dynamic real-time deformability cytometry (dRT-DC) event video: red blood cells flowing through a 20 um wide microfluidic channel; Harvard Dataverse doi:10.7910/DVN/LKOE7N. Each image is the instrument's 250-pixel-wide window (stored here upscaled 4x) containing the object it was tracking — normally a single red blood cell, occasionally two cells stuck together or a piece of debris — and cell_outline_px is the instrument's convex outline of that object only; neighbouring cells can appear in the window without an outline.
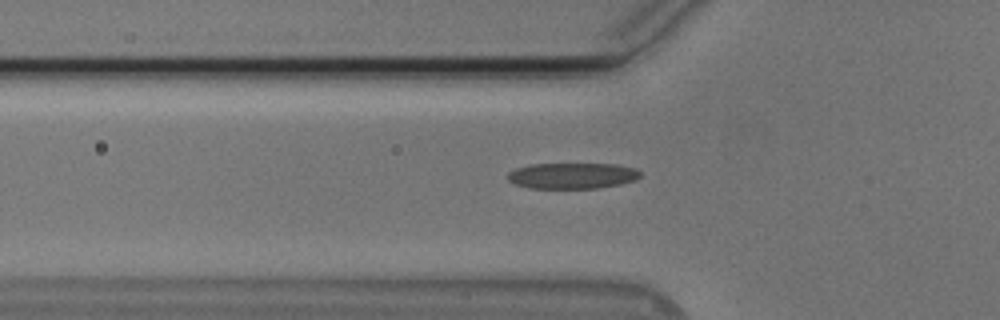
{"species": "Egyptian fruit bat (a non-hibernating species)", "species_latin": "Rousettus aegyptiacus", "temperature_condition": "cold", "stored_images_in_passage": 40, "camera_frame_rate_fps": 3000, "um_per_image_px": 0.085, "animal": {"sex": "male"}, "frame": {"image": 1, "passage_image": 5, "time_ms": 1.333, "image_size_px": [1000, 320], "cell_outline_px": [[640, 176], [636, 180], [620, 184], [596, 188], [528, 188], [516, 184], [508, 180], [508, 172], [516, 168], [532, 164], [616, 164], [636, 168], [640, 172]], "centroid_in_image_um": [48.65, 14.93], "position_along_channel_um": 77.1, "area_um2": 20.0}}
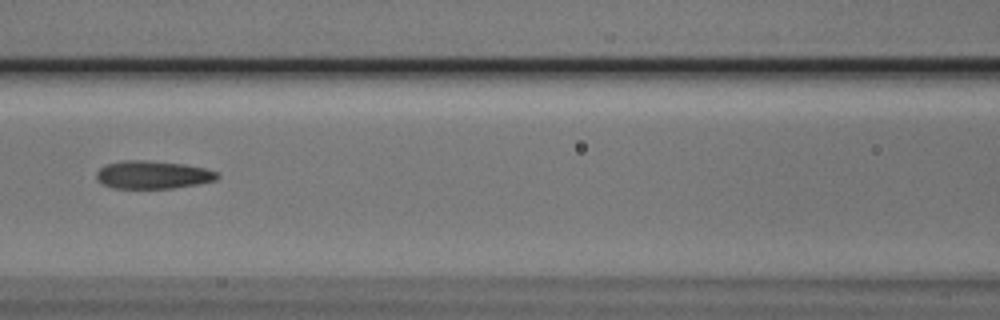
{"frame": {"image": 2, "passage_image": 11, "time_ms": 3.333, "image_size_px": [1000, 320], "cell_outline_px": [[220, 176], [216, 180], [200, 184], [172, 188], [112, 188], [104, 184], [96, 176], [96, 172], [100, 168], [108, 164], [124, 160], [144, 160], [184, 164], [204, 168], [216, 172]], "centroid_in_image_um": [13.01, 14.86], "position_along_channel_um": 153.6, "area_um2": 19.54}}
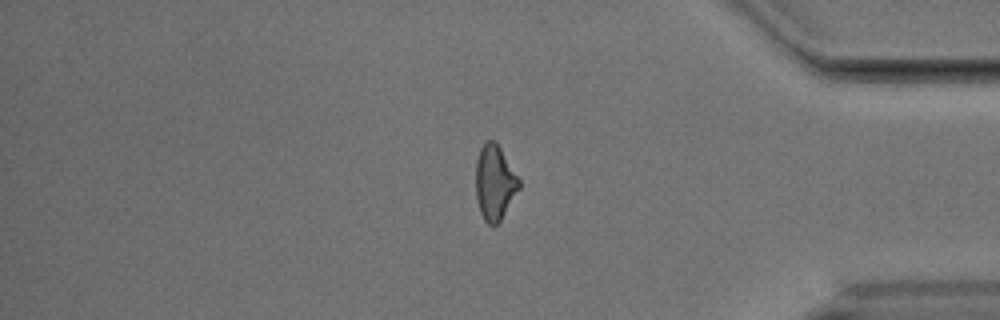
{"frame": {"image": 3, "passage_image": 32, "time_ms": 10.333, "image_size_px": [1000, 320], "cell_outline_px": [[520, 188], [500, 220], [496, 224], [488, 224], [484, 220], [480, 212], [476, 196], [476, 160], [480, 148], [488, 140], [496, 140], [520, 180]], "centroid_in_image_um": [42.04, 15.49], "position_along_channel_um": 393.2, "area_um2": 18.79}, "authors_computed_cell_mechanics": {"area_um2": 19.4497, "velocity_mm_per_s": 3.7856, "shape_relaxation_time_tau1_ms": 4.4723, "shape_relaxation_time_tau2_ms": 2.2618, "deformation_change_tau1": 0.1636, "deformation_change_tau2": 0.1076}}